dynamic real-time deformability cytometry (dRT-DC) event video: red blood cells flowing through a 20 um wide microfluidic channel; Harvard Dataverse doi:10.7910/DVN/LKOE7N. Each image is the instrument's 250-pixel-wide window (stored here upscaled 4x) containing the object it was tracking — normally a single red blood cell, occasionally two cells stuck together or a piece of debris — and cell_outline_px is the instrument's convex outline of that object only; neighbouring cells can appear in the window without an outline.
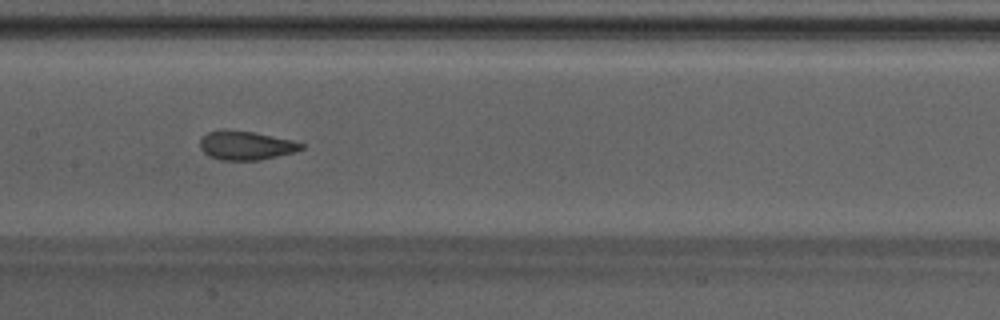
{"species": "Egyptian fruit bat (a non-hibernating species)", "species_latin": "Rousettus aegyptiacus", "temperature_condition": "warm", "stored_images_in_passage": 35, "camera_frame_rate_fps": 3000, "um_per_image_px": 0.085, "animal": {"sex": "male"}, "frame": {"image": 1, "passage_image": 11, "time_ms": 3.333, "image_size_px": [1000, 320], "cell_outline_px": [[304, 148], [296, 152], [260, 160], [220, 160], [204, 152], [200, 148], [200, 140], [208, 132], [252, 132], [292, 140], [304, 144]], "centroid_in_image_um": [20.97, 12.4], "position_along_channel_um": 186.4, "area_um2": 16.42}}
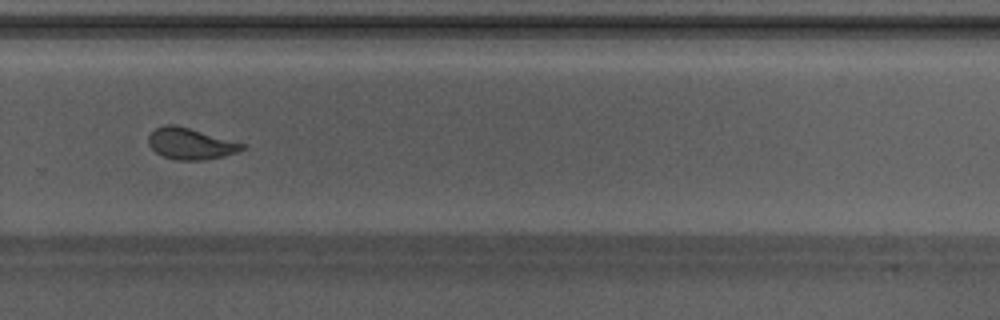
{"frame": {"image": 2, "passage_image": 20, "time_ms": 6.333, "image_size_px": [1000, 320], "cell_outline_px": [[244, 148], [236, 152], [224, 156], [204, 160], [176, 160], [164, 156], [156, 152], [148, 144], [148, 136], [156, 128], [164, 124], [176, 124], [244, 144]], "centroid_in_image_um": [16.15, 12.21], "position_along_channel_um": 313.6, "area_um2": 16.88}, "authors_computed_cell_mechanics": {"area_um2": 17.4556, "velocity_mm_per_s": 4.2489, "shape_relaxation_time_tau1_ms": 2.933, "shape_relaxation_time_tau2_ms": 0.5934, "deformation_change_tau1": 0.1372, "deformation_change_tau2": 0.0697}}